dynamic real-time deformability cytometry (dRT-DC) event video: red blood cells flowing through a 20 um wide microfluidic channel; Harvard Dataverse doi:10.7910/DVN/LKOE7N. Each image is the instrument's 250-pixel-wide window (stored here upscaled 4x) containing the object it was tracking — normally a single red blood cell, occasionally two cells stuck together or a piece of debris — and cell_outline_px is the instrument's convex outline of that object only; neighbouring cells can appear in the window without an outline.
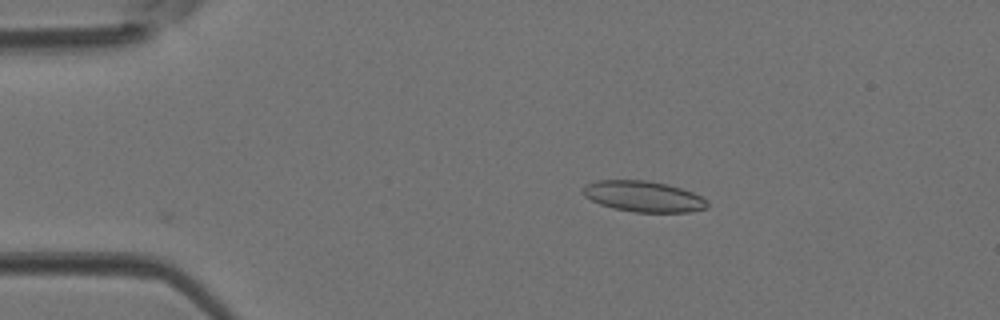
{"species": "Egyptian fruit bat (a non-hibernating species)", "species_latin": "Rousettus aegyptiacus", "temperature_condition": "room temperature", "stored_images_in_passage": 37, "camera_frame_rate_fps": 3000, "um_per_image_px": 0.085, "animal": {"sex": "female"}, "frame": {"image": 1, "passage_image": 1, "time_ms": 0.0, "image_size_px": [1000, 320], "cell_outline_px": [[708, 208], [688, 212], [636, 212], [612, 208], [600, 204], [584, 196], [580, 192], [584, 184], [596, 180], [644, 180], [668, 184], [692, 192], [708, 200]], "centroid_in_image_um": [54.66, 16.69], "position_along_channel_um": 30.3, "area_um2": 22.54}}
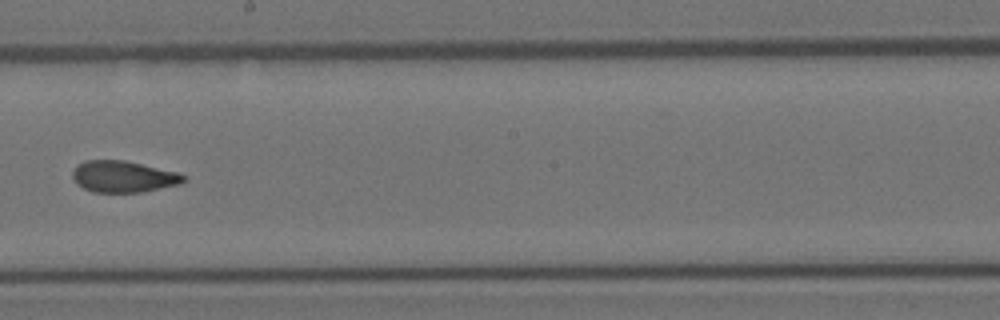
{"frame": {"image": 2, "passage_image": 18, "time_ms": 5.667, "image_size_px": [1000, 320], "cell_outline_px": [[188, 180], [180, 184], [140, 192], [92, 192], [76, 184], [72, 176], [72, 172], [76, 164], [84, 160], [124, 160], [176, 172], [184, 176]], "centroid_in_image_um": [10.44, 15.01], "position_along_channel_um": 237.8, "area_um2": 20.35}}
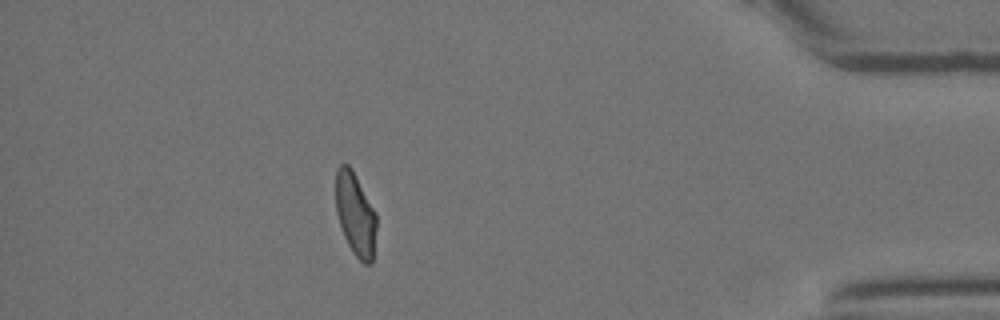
{"frame": {"image": 3, "passage_image": 32, "time_ms": 10.333, "image_size_px": [1000, 320], "cell_outline_px": [[376, 228], [372, 264], [364, 264], [352, 252], [344, 236], [336, 212], [336, 168], [340, 164], [348, 164], [352, 168], [376, 212]], "centroid_in_image_um": [30.21, 18.19], "position_along_channel_um": 405.0, "area_um2": 19.77}}